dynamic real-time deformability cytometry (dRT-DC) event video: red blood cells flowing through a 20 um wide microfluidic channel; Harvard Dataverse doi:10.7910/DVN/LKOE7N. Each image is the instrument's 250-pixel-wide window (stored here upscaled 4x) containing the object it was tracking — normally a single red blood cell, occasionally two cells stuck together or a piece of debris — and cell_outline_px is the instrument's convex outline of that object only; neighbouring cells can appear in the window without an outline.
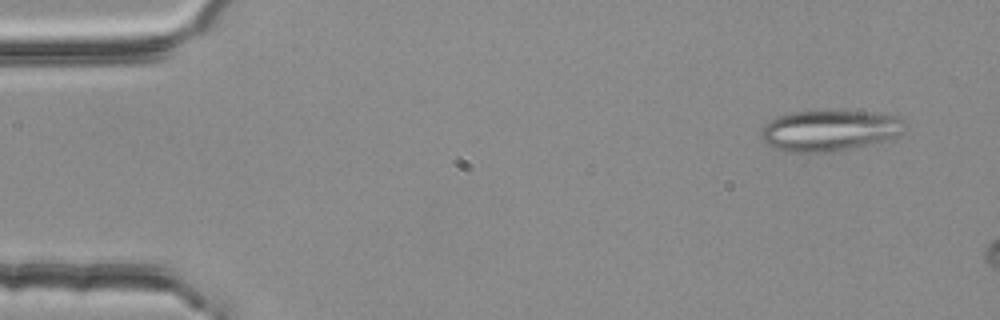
{"species": "common noctule bat (a hibernating species)", "species_latin": "Nyctalus noctula", "temperature_condition": "room temperature", "stored_images_in_passage": 3, "camera_frame_rate_fps": 3000, "um_per_image_px": 0.085, "animal": {"sex": "female", "body_mass_g": 25.1}, "frame": {"image": 1, "passage_image": 1, "time_ms": 0.0, "image_size_px": [1000, 320], "cell_outline_px": [[904, 120], [900, 132], [884, 140], [832, 152], [788, 152], [776, 148], [768, 144], [764, 140], [760, 132], [764, 124], [776, 116], [792, 112], [824, 108], [868, 112], [896, 116]], "centroid_in_image_um": [70.41, 11.04], "position_along_channel_um": 14.6, "area_um2": 34.45}}